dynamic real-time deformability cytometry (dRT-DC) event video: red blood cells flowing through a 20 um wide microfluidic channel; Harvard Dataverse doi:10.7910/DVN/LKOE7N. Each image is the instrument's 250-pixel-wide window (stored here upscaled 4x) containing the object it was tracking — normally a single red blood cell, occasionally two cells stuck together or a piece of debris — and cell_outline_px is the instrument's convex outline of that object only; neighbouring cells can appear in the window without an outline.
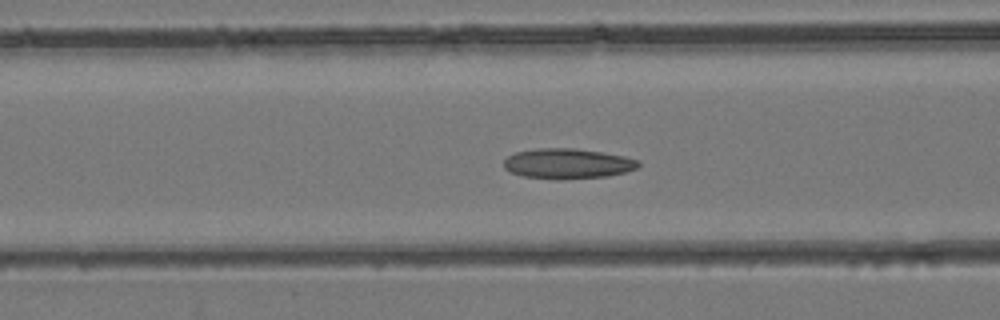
{"species": "common noctule bat (a hibernating species)", "species_latin": "Nyctalus noctula", "temperature_condition": "room temperature", "stored_images_in_passage": 41, "camera_frame_rate_fps": 3000, "um_per_image_px": 0.085, "animal": {"sex": "female", "body_mass_g": 24.6, "forearm_length_mm": 56.2}, "frame": {"image": 1, "passage_image": 16, "time_ms": 5.0, "image_size_px": [1000, 320], "cell_outline_px": [[640, 164], [636, 168], [624, 172], [608, 176], [560, 180], [556, 180], [524, 176], [512, 172], [504, 168], [504, 160], [508, 156], [516, 152], [536, 148], [576, 148], [604, 152], [624, 156], [640, 160]], "centroid_in_image_um": [48.26, 13.9], "position_along_channel_um": 118.3, "area_um2": 23.87}}
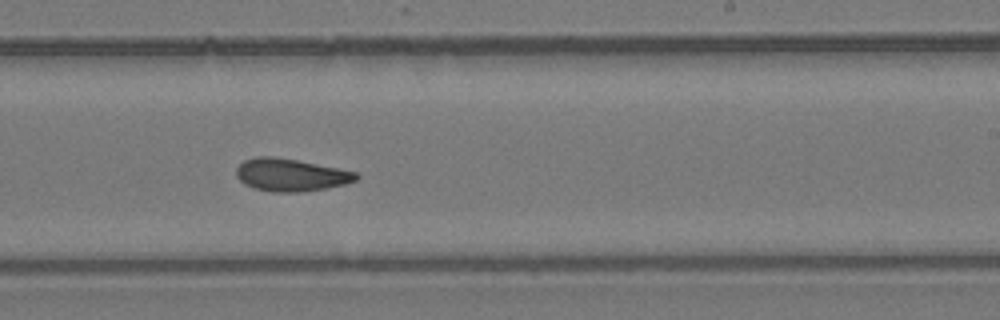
{"frame": {"image": 2, "passage_image": 25, "time_ms": 8.0, "image_size_px": [1000, 320], "cell_outline_px": [[360, 176], [356, 180], [344, 184], [324, 188], [300, 192], [272, 192], [256, 188], [244, 184], [236, 176], [236, 168], [244, 160], [256, 156], [276, 156], [356, 172]], "centroid_in_image_um": [24.67, 14.86], "position_along_channel_um": 264.3, "area_um2": 22.54}}
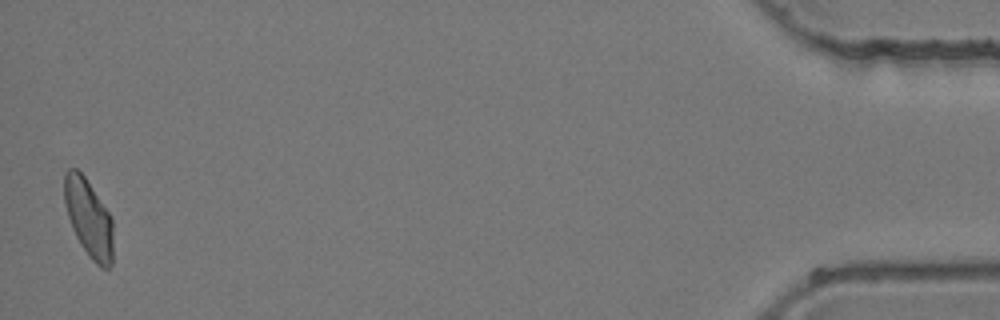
{"frame": {"image": 3, "passage_image": 41, "time_ms": 13.333, "image_size_px": [1000, 320], "cell_outline_px": [[112, 264], [108, 268], [100, 268], [88, 256], [80, 244], [72, 228], [64, 204], [64, 172], [68, 168], [76, 168], [84, 176], [108, 212], [112, 220]], "centroid_in_image_um": [7.51, 18.55], "position_along_channel_um": 427.7, "area_um2": 22.02}}